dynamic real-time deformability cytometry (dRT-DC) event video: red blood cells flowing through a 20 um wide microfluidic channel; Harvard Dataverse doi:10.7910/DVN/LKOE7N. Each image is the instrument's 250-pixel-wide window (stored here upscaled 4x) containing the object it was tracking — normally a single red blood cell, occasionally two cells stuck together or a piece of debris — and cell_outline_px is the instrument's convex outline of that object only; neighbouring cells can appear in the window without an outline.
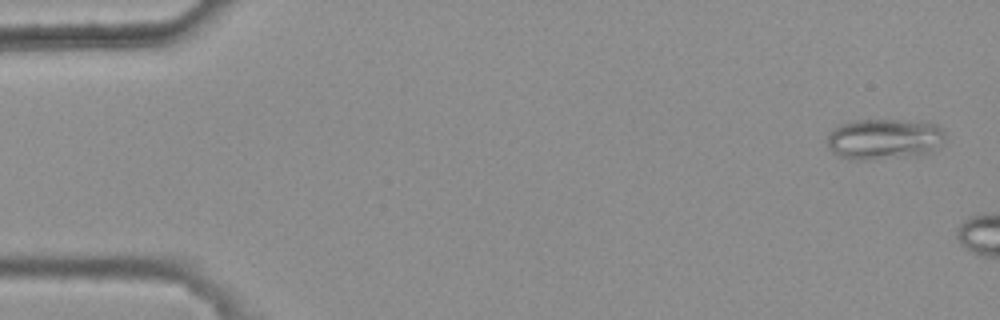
{"species": "common noctule bat (a hibernating species)", "species_latin": "Nyctalus noctula", "temperature_condition": "warm", "stored_images_in_passage": 5, "camera_frame_rate_fps": 3000, "um_per_image_px": 0.085, "animal": {"sex": "female", "body_mass_g": 25.1}, "frame": {"image": 1, "passage_image": 5, "time_ms": 1.333, "image_size_px": [1000, 320], "cell_outline_px": [[948, 136], [940, 148], [932, 152], [920, 156], [864, 160], [848, 160], [836, 156], [828, 148], [828, 132], [840, 124], [852, 120], [900, 120], [936, 124], [944, 128]], "centroid_in_image_um": [75.2, 11.84], "position_along_channel_um": 9.8, "area_um2": 29.02}}